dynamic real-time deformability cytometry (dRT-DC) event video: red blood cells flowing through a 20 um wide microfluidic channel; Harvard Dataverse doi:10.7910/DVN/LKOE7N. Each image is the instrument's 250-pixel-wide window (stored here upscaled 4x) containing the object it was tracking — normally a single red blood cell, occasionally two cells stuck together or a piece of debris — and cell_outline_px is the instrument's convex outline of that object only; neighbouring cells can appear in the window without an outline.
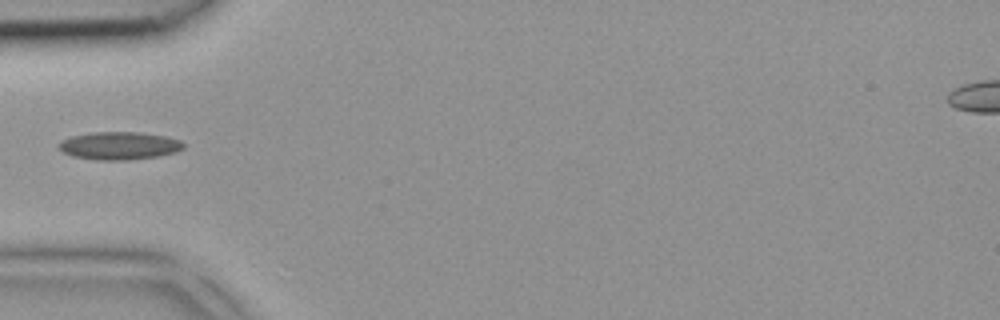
{"species": "common noctule bat (a hibernating species)", "species_latin": "Nyctalus noctula", "temperature_condition": "room temperature", "stored_images_in_passage": 5, "camera_frame_rate_fps": 3000, "um_per_image_px": 0.085, "animal": {"sex": "female", "body_mass_g": 18.4}, "frame": {"image": 1, "passage_image": 5, "time_ms": 1.333, "image_size_px": [1000, 320], "cell_outline_px": [[184, 148], [176, 152], [160, 156], [128, 160], [96, 160], [72, 156], [64, 152], [56, 144], [60, 140], [72, 136], [92, 132], [140, 132], [164, 136], [180, 140], [184, 144]], "centroid_in_image_um": [10.13, 12.39], "position_along_channel_um": 74.9, "area_um2": 20.35}}